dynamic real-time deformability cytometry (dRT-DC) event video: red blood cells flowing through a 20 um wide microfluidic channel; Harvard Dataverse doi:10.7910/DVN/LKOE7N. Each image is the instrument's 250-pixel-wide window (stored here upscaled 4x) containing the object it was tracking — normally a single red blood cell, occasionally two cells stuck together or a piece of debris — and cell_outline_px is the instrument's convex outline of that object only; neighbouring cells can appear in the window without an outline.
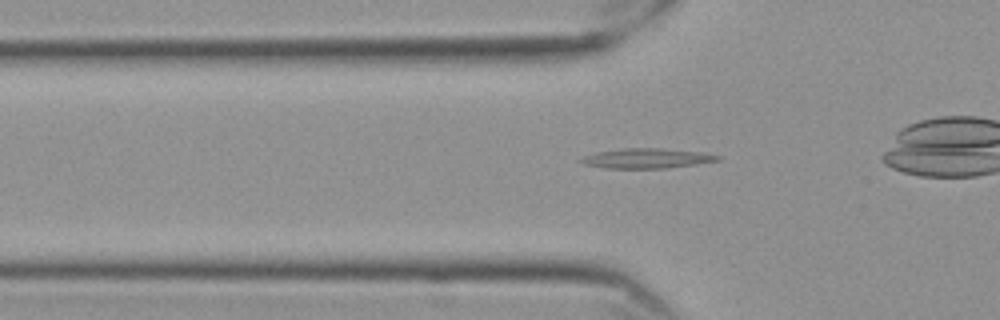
{"species": "Egyptian fruit bat (a non-hibernating species)", "species_latin": "Rousettus aegyptiacus", "temperature_condition": "cold", "stored_images_in_passage": 53, "camera_frame_rate_fps": 3000, "um_per_image_px": 0.085, "frame": {"image": 1, "passage_image": 15, "time_ms": 4.667, "image_size_px": [1000, 320], "cell_outline_px": [[720, 160], [664, 168], [604, 168], [584, 164], [576, 160], [584, 156], [596, 152], [624, 148], [660, 148], [700, 152], [720, 156]], "centroid_in_image_um": [54.88, 13.45], "position_along_channel_um": 70.9, "area_um2": 15.61}}
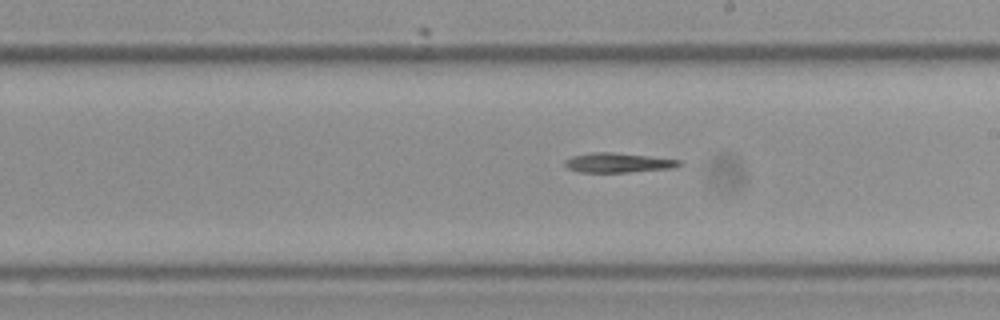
{"frame": {"image": 2, "passage_image": 29, "time_ms": 9.333, "image_size_px": [1000, 320], "cell_outline_px": [[680, 164], [672, 168], [628, 172], [580, 172], [568, 168], [564, 164], [564, 160], [572, 156], [592, 152], [612, 152], [648, 156], [680, 160]], "centroid_in_image_um": [52.48, 13.83], "position_along_channel_um": 236.5, "area_um2": 12.89}}
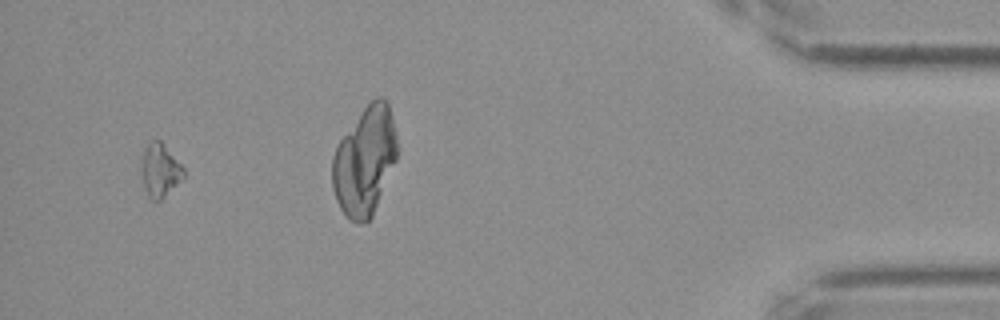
{"frame": {"image": 3, "passage_image": 51, "time_ms": 16.667, "image_size_px": [1000, 320], "cell_outline_px": [[184, 176], [156, 204], [148, 196], [144, 188], [140, 172], [140, 168], [144, 148], [152, 140], [160, 140], [164, 144], [184, 168]], "centroid_in_image_um": [13.56, 14.48], "position_along_channel_um": 421.6, "area_um2": 13.12}}